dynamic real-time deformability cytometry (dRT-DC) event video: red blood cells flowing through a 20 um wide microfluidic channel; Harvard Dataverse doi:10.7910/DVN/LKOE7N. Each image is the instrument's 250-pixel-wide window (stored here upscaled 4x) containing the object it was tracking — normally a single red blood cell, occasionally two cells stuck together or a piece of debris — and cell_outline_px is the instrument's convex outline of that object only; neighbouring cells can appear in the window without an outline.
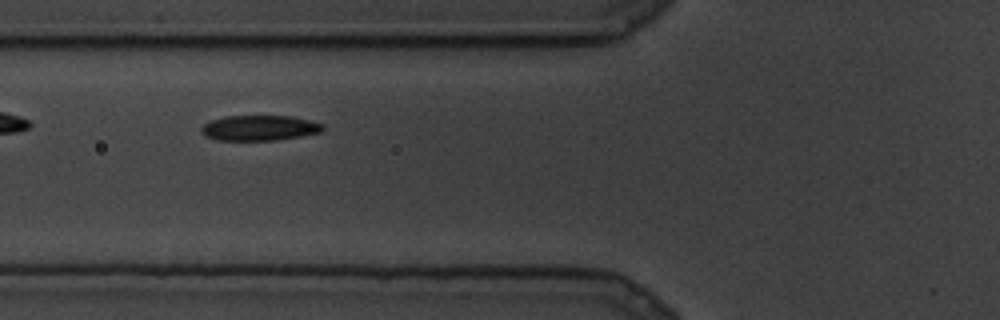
{"species": "common noctule bat (a hibernating species)", "species_latin": "Nyctalus noctula", "temperature_condition": "cold", "stored_images_in_passage": 5, "camera_frame_rate_fps": 3000, "um_per_image_px": 0.085, "animal": {"sex": "male", "body_mass_g": 19.5, "forearm_length_mm": 54.6}, "frame": {"image": 1, "passage_image": 2, "time_ms": 0.333, "image_size_px": [1000, 320], "cell_outline_px": [[324, 128], [320, 132], [300, 136], [276, 140], [216, 140], [204, 136], [200, 132], [200, 128], [204, 124], [212, 120], [228, 116], [292, 116], [324, 124]], "centroid_in_image_um": [22.03, 10.88], "position_along_channel_um": 103.8, "area_um2": 17.86}}